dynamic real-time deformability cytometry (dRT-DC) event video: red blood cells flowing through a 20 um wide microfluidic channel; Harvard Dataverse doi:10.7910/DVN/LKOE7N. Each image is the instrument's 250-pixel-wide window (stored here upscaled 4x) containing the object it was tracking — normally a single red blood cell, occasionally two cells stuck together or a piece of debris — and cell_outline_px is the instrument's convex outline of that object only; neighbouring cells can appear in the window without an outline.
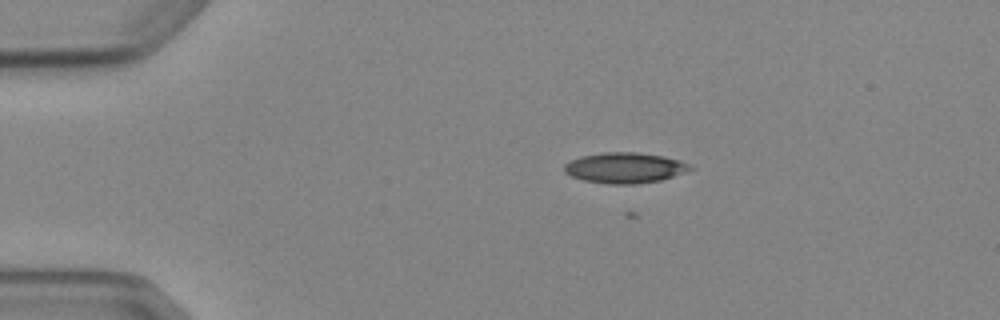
{"species": "Egyptian fruit bat (a non-hibernating species)", "species_latin": "Rousettus aegyptiacus", "temperature_condition": "cold", "stored_images_in_passage": 2, "camera_frame_rate_fps": 3000, "um_per_image_px": 0.085, "animal": {"sex": "female"}, "frame": {"image": 1, "passage_image": 1, "time_ms": 0.0, "image_size_px": [1000, 320], "cell_outline_px": [[696, 168], [660, 180], [636, 184], [608, 184], [584, 180], [572, 176], [564, 172], [564, 164], [580, 156], [604, 152], [636, 152], [664, 156], [680, 160]], "centroid_in_image_um": [53.1, 14.26], "position_along_channel_um": 31.9, "area_um2": 22.37}}